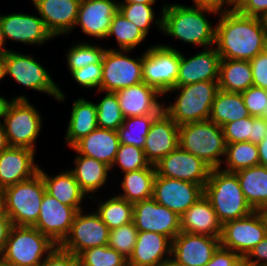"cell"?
I'll return each instance as SVG.
<instances>
[{
  "mask_svg": "<svg viewBox=\"0 0 267 266\" xmlns=\"http://www.w3.org/2000/svg\"><path fill=\"white\" fill-rule=\"evenodd\" d=\"M13 223L3 209L0 210V254L2 253L5 243L9 237Z\"/></svg>",
  "mask_w": 267,
  "mask_h": 266,
  "instance_id": "cell-55",
  "label": "cell"
},
{
  "mask_svg": "<svg viewBox=\"0 0 267 266\" xmlns=\"http://www.w3.org/2000/svg\"><path fill=\"white\" fill-rule=\"evenodd\" d=\"M3 120L9 146L36 150L35 142L41 130L42 118L28 100H13Z\"/></svg>",
  "mask_w": 267,
  "mask_h": 266,
  "instance_id": "cell-9",
  "label": "cell"
},
{
  "mask_svg": "<svg viewBox=\"0 0 267 266\" xmlns=\"http://www.w3.org/2000/svg\"><path fill=\"white\" fill-rule=\"evenodd\" d=\"M56 246L34 226L13 225L0 255L9 266H40Z\"/></svg>",
  "mask_w": 267,
  "mask_h": 266,
  "instance_id": "cell-7",
  "label": "cell"
},
{
  "mask_svg": "<svg viewBox=\"0 0 267 266\" xmlns=\"http://www.w3.org/2000/svg\"><path fill=\"white\" fill-rule=\"evenodd\" d=\"M138 230L133 222L109 231L108 246L125 258L132 255L137 240Z\"/></svg>",
  "mask_w": 267,
  "mask_h": 266,
  "instance_id": "cell-44",
  "label": "cell"
},
{
  "mask_svg": "<svg viewBox=\"0 0 267 266\" xmlns=\"http://www.w3.org/2000/svg\"><path fill=\"white\" fill-rule=\"evenodd\" d=\"M226 144L249 141L253 137V116L222 126Z\"/></svg>",
  "mask_w": 267,
  "mask_h": 266,
  "instance_id": "cell-46",
  "label": "cell"
},
{
  "mask_svg": "<svg viewBox=\"0 0 267 266\" xmlns=\"http://www.w3.org/2000/svg\"><path fill=\"white\" fill-rule=\"evenodd\" d=\"M204 196L222 224L244 218L255 211L247 202L235 172L212 169L204 186Z\"/></svg>",
  "mask_w": 267,
  "mask_h": 266,
  "instance_id": "cell-3",
  "label": "cell"
},
{
  "mask_svg": "<svg viewBox=\"0 0 267 266\" xmlns=\"http://www.w3.org/2000/svg\"><path fill=\"white\" fill-rule=\"evenodd\" d=\"M263 52L267 54V34H266L265 41H264V50H263Z\"/></svg>",
  "mask_w": 267,
  "mask_h": 266,
  "instance_id": "cell-65",
  "label": "cell"
},
{
  "mask_svg": "<svg viewBox=\"0 0 267 266\" xmlns=\"http://www.w3.org/2000/svg\"><path fill=\"white\" fill-rule=\"evenodd\" d=\"M156 0H124V2L120 1L118 3H141V4H154Z\"/></svg>",
  "mask_w": 267,
  "mask_h": 266,
  "instance_id": "cell-61",
  "label": "cell"
},
{
  "mask_svg": "<svg viewBox=\"0 0 267 266\" xmlns=\"http://www.w3.org/2000/svg\"><path fill=\"white\" fill-rule=\"evenodd\" d=\"M172 240L156 232L138 231L137 240L128 266H157L170 259Z\"/></svg>",
  "mask_w": 267,
  "mask_h": 266,
  "instance_id": "cell-26",
  "label": "cell"
},
{
  "mask_svg": "<svg viewBox=\"0 0 267 266\" xmlns=\"http://www.w3.org/2000/svg\"><path fill=\"white\" fill-rule=\"evenodd\" d=\"M267 235V223L261 211L222 224L220 246L244 258Z\"/></svg>",
  "mask_w": 267,
  "mask_h": 266,
  "instance_id": "cell-11",
  "label": "cell"
},
{
  "mask_svg": "<svg viewBox=\"0 0 267 266\" xmlns=\"http://www.w3.org/2000/svg\"><path fill=\"white\" fill-rule=\"evenodd\" d=\"M240 266H247V264L243 262Z\"/></svg>",
  "mask_w": 267,
  "mask_h": 266,
  "instance_id": "cell-69",
  "label": "cell"
},
{
  "mask_svg": "<svg viewBox=\"0 0 267 266\" xmlns=\"http://www.w3.org/2000/svg\"><path fill=\"white\" fill-rule=\"evenodd\" d=\"M13 100H27V98L22 95L15 98H12L11 101H8L5 97L0 96V118H5L8 108L13 102ZM0 125H2V121L0 122Z\"/></svg>",
  "mask_w": 267,
  "mask_h": 266,
  "instance_id": "cell-57",
  "label": "cell"
},
{
  "mask_svg": "<svg viewBox=\"0 0 267 266\" xmlns=\"http://www.w3.org/2000/svg\"><path fill=\"white\" fill-rule=\"evenodd\" d=\"M6 75L4 55L0 56V80Z\"/></svg>",
  "mask_w": 267,
  "mask_h": 266,
  "instance_id": "cell-62",
  "label": "cell"
},
{
  "mask_svg": "<svg viewBox=\"0 0 267 266\" xmlns=\"http://www.w3.org/2000/svg\"><path fill=\"white\" fill-rule=\"evenodd\" d=\"M219 16L215 45L221 59L250 61L263 52L267 34L263 19L241 14L235 8Z\"/></svg>",
  "mask_w": 267,
  "mask_h": 266,
  "instance_id": "cell-1",
  "label": "cell"
},
{
  "mask_svg": "<svg viewBox=\"0 0 267 266\" xmlns=\"http://www.w3.org/2000/svg\"><path fill=\"white\" fill-rule=\"evenodd\" d=\"M261 212H262V214L264 215L265 220H266V223H267V207L263 208V209L261 210Z\"/></svg>",
  "mask_w": 267,
  "mask_h": 266,
  "instance_id": "cell-64",
  "label": "cell"
},
{
  "mask_svg": "<svg viewBox=\"0 0 267 266\" xmlns=\"http://www.w3.org/2000/svg\"><path fill=\"white\" fill-rule=\"evenodd\" d=\"M156 175L154 165L131 172L124 173L121 183L123 193L118 196L135 203L153 197V182Z\"/></svg>",
  "mask_w": 267,
  "mask_h": 266,
  "instance_id": "cell-35",
  "label": "cell"
},
{
  "mask_svg": "<svg viewBox=\"0 0 267 266\" xmlns=\"http://www.w3.org/2000/svg\"><path fill=\"white\" fill-rule=\"evenodd\" d=\"M218 85L220 90L236 93H242L253 86L250 61L221 59Z\"/></svg>",
  "mask_w": 267,
  "mask_h": 266,
  "instance_id": "cell-32",
  "label": "cell"
},
{
  "mask_svg": "<svg viewBox=\"0 0 267 266\" xmlns=\"http://www.w3.org/2000/svg\"><path fill=\"white\" fill-rule=\"evenodd\" d=\"M98 127L96 105L79 98L73 102L71 116L66 131V143L70 148L80 139Z\"/></svg>",
  "mask_w": 267,
  "mask_h": 266,
  "instance_id": "cell-30",
  "label": "cell"
},
{
  "mask_svg": "<svg viewBox=\"0 0 267 266\" xmlns=\"http://www.w3.org/2000/svg\"><path fill=\"white\" fill-rule=\"evenodd\" d=\"M225 156L226 167L223 170L227 172L259 165L258 146L249 141L226 144Z\"/></svg>",
  "mask_w": 267,
  "mask_h": 266,
  "instance_id": "cell-37",
  "label": "cell"
},
{
  "mask_svg": "<svg viewBox=\"0 0 267 266\" xmlns=\"http://www.w3.org/2000/svg\"><path fill=\"white\" fill-rule=\"evenodd\" d=\"M235 4L239 1V0H232Z\"/></svg>",
  "mask_w": 267,
  "mask_h": 266,
  "instance_id": "cell-70",
  "label": "cell"
},
{
  "mask_svg": "<svg viewBox=\"0 0 267 266\" xmlns=\"http://www.w3.org/2000/svg\"><path fill=\"white\" fill-rule=\"evenodd\" d=\"M2 209V193L0 191V210Z\"/></svg>",
  "mask_w": 267,
  "mask_h": 266,
  "instance_id": "cell-68",
  "label": "cell"
},
{
  "mask_svg": "<svg viewBox=\"0 0 267 266\" xmlns=\"http://www.w3.org/2000/svg\"><path fill=\"white\" fill-rule=\"evenodd\" d=\"M180 93L163 111L178 125L209 120L212 104L219 90L218 82L202 81L176 86L168 91Z\"/></svg>",
  "mask_w": 267,
  "mask_h": 266,
  "instance_id": "cell-4",
  "label": "cell"
},
{
  "mask_svg": "<svg viewBox=\"0 0 267 266\" xmlns=\"http://www.w3.org/2000/svg\"><path fill=\"white\" fill-rule=\"evenodd\" d=\"M262 19H263L265 28H266V30H267V14H266Z\"/></svg>",
  "mask_w": 267,
  "mask_h": 266,
  "instance_id": "cell-67",
  "label": "cell"
},
{
  "mask_svg": "<svg viewBox=\"0 0 267 266\" xmlns=\"http://www.w3.org/2000/svg\"><path fill=\"white\" fill-rule=\"evenodd\" d=\"M158 115L133 116L124 118L122 126L117 130L120 144L144 148L150 126Z\"/></svg>",
  "mask_w": 267,
  "mask_h": 266,
  "instance_id": "cell-38",
  "label": "cell"
},
{
  "mask_svg": "<svg viewBox=\"0 0 267 266\" xmlns=\"http://www.w3.org/2000/svg\"><path fill=\"white\" fill-rule=\"evenodd\" d=\"M180 51L165 45H154L143 54L142 80L162 95L173 87L179 74Z\"/></svg>",
  "mask_w": 267,
  "mask_h": 266,
  "instance_id": "cell-8",
  "label": "cell"
},
{
  "mask_svg": "<svg viewBox=\"0 0 267 266\" xmlns=\"http://www.w3.org/2000/svg\"><path fill=\"white\" fill-rule=\"evenodd\" d=\"M154 166L159 176L183 180L203 187L212 170L202 159L186 152L180 146Z\"/></svg>",
  "mask_w": 267,
  "mask_h": 266,
  "instance_id": "cell-15",
  "label": "cell"
},
{
  "mask_svg": "<svg viewBox=\"0 0 267 266\" xmlns=\"http://www.w3.org/2000/svg\"><path fill=\"white\" fill-rule=\"evenodd\" d=\"M235 9L241 14L262 19L267 14V0H239Z\"/></svg>",
  "mask_w": 267,
  "mask_h": 266,
  "instance_id": "cell-52",
  "label": "cell"
},
{
  "mask_svg": "<svg viewBox=\"0 0 267 266\" xmlns=\"http://www.w3.org/2000/svg\"><path fill=\"white\" fill-rule=\"evenodd\" d=\"M9 147V143L4 132L3 126L0 125V154Z\"/></svg>",
  "mask_w": 267,
  "mask_h": 266,
  "instance_id": "cell-59",
  "label": "cell"
},
{
  "mask_svg": "<svg viewBox=\"0 0 267 266\" xmlns=\"http://www.w3.org/2000/svg\"><path fill=\"white\" fill-rule=\"evenodd\" d=\"M115 164H119V167H121V170L124 173L148 168L151 165L147 161L145 152L142 148L127 144H120L113 166L110 170H112Z\"/></svg>",
  "mask_w": 267,
  "mask_h": 266,
  "instance_id": "cell-45",
  "label": "cell"
},
{
  "mask_svg": "<svg viewBox=\"0 0 267 266\" xmlns=\"http://www.w3.org/2000/svg\"><path fill=\"white\" fill-rule=\"evenodd\" d=\"M257 146L259 150V165L267 167V137Z\"/></svg>",
  "mask_w": 267,
  "mask_h": 266,
  "instance_id": "cell-58",
  "label": "cell"
},
{
  "mask_svg": "<svg viewBox=\"0 0 267 266\" xmlns=\"http://www.w3.org/2000/svg\"><path fill=\"white\" fill-rule=\"evenodd\" d=\"M0 266H9L0 255Z\"/></svg>",
  "mask_w": 267,
  "mask_h": 266,
  "instance_id": "cell-66",
  "label": "cell"
},
{
  "mask_svg": "<svg viewBox=\"0 0 267 266\" xmlns=\"http://www.w3.org/2000/svg\"><path fill=\"white\" fill-rule=\"evenodd\" d=\"M74 162L75 168L70 172L85 194L97 192L106 183L110 167L105 163L84 155L76 156Z\"/></svg>",
  "mask_w": 267,
  "mask_h": 266,
  "instance_id": "cell-33",
  "label": "cell"
},
{
  "mask_svg": "<svg viewBox=\"0 0 267 266\" xmlns=\"http://www.w3.org/2000/svg\"><path fill=\"white\" fill-rule=\"evenodd\" d=\"M179 146L202 159L212 169L220 168L226 154L222 127L210 120L179 126Z\"/></svg>",
  "mask_w": 267,
  "mask_h": 266,
  "instance_id": "cell-5",
  "label": "cell"
},
{
  "mask_svg": "<svg viewBox=\"0 0 267 266\" xmlns=\"http://www.w3.org/2000/svg\"><path fill=\"white\" fill-rule=\"evenodd\" d=\"M112 35L116 36L119 50L125 53L131 51L146 38V35L134 23L124 18L119 12L112 18L106 37Z\"/></svg>",
  "mask_w": 267,
  "mask_h": 266,
  "instance_id": "cell-39",
  "label": "cell"
},
{
  "mask_svg": "<svg viewBox=\"0 0 267 266\" xmlns=\"http://www.w3.org/2000/svg\"><path fill=\"white\" fill-rule=\"evenodd\" d=\"M115 93L124 118L159 115L163 111L164 105L158 101L162 94L145 82L117 90Z\"/></svg>",
  "mask_w": 267,
  "mask_h": 266,
  "instance_id": "cell-24",
  "label": "cell"
},
{
  "mask_svg": "<svg viewBox=\"0 0 267 266\" xmlns=\"http://www.w3.org/2000/svg\"><path fill=\"white\" fill-rule=\"evenodd\" d=\"M6 75L30 89L65 101V96L45 68L32 56L9 50L4 55Z\"/></svg>",
  "mask_w": 267,
  "mask_h": 266,
  "instance_id": "cell-10",
  "label": "cell"
},
{
  "mask_svg": "<svg viewBox=\"0 0 267 266\" xmlns=\"http://www.w3.org/2000/svg\"><path fill=\"white\" fill-rule=\"evenodd\" d=\"M77 212L74 207L62 204L45 192L39 217L33 226L60 246L69 235Z\"/></svg>",
  "mask_w": 267,
  "mask_h": 266,
  "instance_id": "cell-16",
  "label": "cell"
},
{
  "mask_svg": "<svg viewBox=\"0 0 267 266\" xmlns=\"http://www.w3.org/2000/svg\"><path fill=\"white\" fill-rule=\"evenodd\" d=\"M35 151L9 146L0 154V191L32 178L39 166L34 163Z\"/></svg>",
  "mask_w": 267,
  "mask_h": 266,
  "instance_id": "cell-22",
  "label": "cell"
},
{
  "mask_svg": "<svg viewBox=\"0 0 267 266\" xmlns=\"http://www.w3.org/2000/svg\"><path fill=\"white\" fill-rule=\"evenodd\" d=\"M78 211L69 235L60 247L76 257L84 250L108 245L109 228L96 213L82 214Z\"/></svg>",
  "mask_w": 267,
  "mask_h": 266,
  "instance_id": "cell-13",
  "label": "cell"
},
{
  "mask_svg": "<svg viewBox=\"0 0 267 266\" xmlns=\"http://www.w3.org/2000/svg\"><path fill=\"white\" fill-rule=\"evenodd\" d=\"M195 6L210 8L218 11L219 13L229 11L235 8V3L232 0H193ZM224 4L232 5V8L224 9Z\"/></svg>",
  "mask_w": 267,
  "mask_h": 266,
  "instance_id": "cell-56",
  "label": "cell"
},
{
  "mask_svg": "<svg viewBox=\"0 0 267 266\" xmlns=\"http://www.w3.org/2000/svg\"><path fill=\"white\" fill-rule=\"evenodd\" d=\"M47 30L55 36L75 27L81 0H31Z\"/></svg>",
  "mask_w": 267,
  "mask_h": 266,
  "instance_id": "cell-21",
  "label": "cell"
},
{
  "mask_svg": "<svg viewBox=\"0 0 267 266\" xmlns=\"http://www.w3.org/2000/svg\"><path fill=\"white\" fill-rule=\"evenodd\" d=\"M180 52L179 74L176 86L219 80L220 55L216 48H205L190 58H185Z\"/></svg>",
  "mask_w": 267,
  "mask_h": 266,
  "instance_id": "cell-23",
  "label": "cell"
},
{
  "mask_svg": "<svg viewBox=\"0 0 267 266\" xmlns=\"http://www.w3.org/2000/svg\"><path fill=\"white\" fill-rule=\"evenodd\" d=\"M87 43L81 42L73 45L68 54H66L70 73L90 64H102V58L106 49Z\"/></svg>",
  "mask_w": 267,
  "mask_h": 266,
  "instance_id": "cell-42",
  "label": "cell"
},
{
  "mask_svg": "<svg viewBox=\"0 0 267 266\" xmlns=\"http://www.w3.org/2000/svg\"><path fill=\"white\" fill-rule=\"evenodd\" d=\"M203 196L204 187L199 184L155 175L152 198L179 216Z\"/></svg>",
  "mask_w": 267,
  "mask_h": 266,
  "instance_id": "cell-14",
  "label": "cell"
},
{
  "mask_svg": "<svg viewBox=\"0 0 267 266\" xmlns=\"http://www.w3.org/2000/svg\"><path fill=\"white\" fill-rule=\"evenodd\" d=\"M241 95L250 116L267 118V90L251 86Z\"/></svg>",
  "mask_w": 267,
  "mask_h": 266,
  "instance_id": "cell-47",
  "label": "cell"
},
{
  "mask_svg": "<svg viewBox=\"0 0 267 266\" xmlns=\"http://www.w3.org/2000/svg\"><path fill=\"white\" fill-rule=\"evenodd\" d=\"M4 44L5 40L0 26V56L5 55L9 51L8 49H5V47H3Z\"/></svg>",
  "mask_w": 267,
  "mask_h": 266,
  "instance_id": "cell-60",
  "label": "cell"
},
{
  "mask_svg": "<svg viewBox=\"0 0 267 266\" xmlns=\"http://www.w3.org/2000/svg\"><path fill=\"white\" fill-rule=\"evenodd\" d=\"M179 147V126L162 111L152 122L143 148L147 161L156 165Z\"/></svg>",
  "mask_w": 267,
  "mask_h": 266,
  "instance_id": "cell-19",
  "label": "cell"
},
{
  "mask_svg": "<svg viewBox=\"0 0 267 266\" xmlns=\"http://www.w3.org/2000/svg\"><path fill=\"white\" fill-rule=\"evenodd\" d=\"M45 186L38 172L32 178L6 187L2 193V209L13 225L33 226L39 217Z\"/></svg>",
  "mask_w": 267,
  "mask_h": 266,
  "instance_id": "cell-6",
  "label": "cell"
},
{
  "mask_svg": "<svg viewBox=\"0 0 267 266\" xmlns=\"http://www.w3.org/2000/svg\"><path fill=\"white\" fill-rule=\"evenodd\" d=\"M142 63L143 55L135 60L123 50L106 49L102 58L101 91L116 92L143 82Z\"/></svg>",
  "mask_w": 267,
  "mask_h": 266,
  "instance_id": "cell-12",
  "label": "cell"
},
{
  "mask_svg": "<svg viewBox=\"0 0 267 266\" xmlns=\"http://www.w3.org/2000/svg\"><path fill=\"white\" fill-rule=\"evenodd\" d=\"M119 146L120 141L116 130L97 127L89 135L77 141L71 148L79 155L94 158L111 168Z\"/></svg>",
  "mask_w": 267,
  "mask_h": 266,
  "instance_id": "cell-27",
  "label": "cell"
},
{
  "mask_svg": "<svg viewBox=\"0 0 267 266\" xmlns=\"http://www.w3.org/2000/svg\"><path fill=\"white\" fill-rule=\"evenodd\" d=\"M220 246V238L178 233L172 240L171 258L179 266H205Z\"/></svg>",
  "mask_w": 267,
  "mask_h": 266,
  "instance_id": "cell-18",
  "label": "cell"
},
{
  "mask_svg": "<svg viewBox=\"0 0 267 266\" xmlns=\"http://www.w3.org/2000/svg\"><path fill=\"white\" fill-rule=\"evenodd\" d=\"M0 26L5 42L8 38L25 44L40 45L53 38L43 20L30 14L0 15Z\"/></svg>",
  "mask_w": 267,
  "mask_h": 266,
  "instance_id": "cell-20",
  "label": "cell"
},
{
  "mask_svg": "<svg viewBox=\"0 0 267 266\" xmlns=\"http://www.w3.org/2000/svg\"><path fill=\"white\" fill-rule=\"evenodd\" d=\"M77 258L79 266H128V259L108 245L86 249Z\"/></svg>",
  "mask_w": 267,
  "mask_h": 266,
  "instance_id": "cell-40",
  "label": "cell"
},
{
  "mask_svg": "<svg viewBox=\"0 0 267 266\" xmlns=\"http://www.w3.org/2000/svg\"><path fill=\"white\" fill-rule=\"evenodd\" d=\"M253 257L256 259H252ZM243 262L249 265L267 266V235L249 251L243 258Z\"/></svg>",
  "mask_w": 267,
  "mask_h": 266,
  "instance_id": "cell-53",
  "label": "cell"
},
{
  "mask_svg": "<svg viewBox=\"0 0 267 266\" xmlns=\"http://www.w3.org/2000/svg\"><path fill=\"white\" fill-rule=\"evenodd\" d=\"M133 223L138 231L160 233L171 240L181 232L180 216L153 198L133 203Z\"/></svg>",
  "mask_w": 267,
  "mask_h": 266,
  "instance_id": "cell-17",
  "label": "cell"
},
{
  "mask_svg": "<svg viewBox=\"0 0 267 266\" xmlns=\"http://www.w3.org/2000/svg\"><path fill=\"white\" fill-rule=\"evenodd\" d=\"M38 172L41 174L45 191L56 200L77 211H81V202L85 198V193L80 189L75 177L70 171L61 172L58 175L49 176L41 167Z\"/></svg>",
  "mask_w": 267,
  "mask_h": 266,
  "instance_id": "cell-29",
  "label": "cell"
},
{
  "mask_svg": "<svg viewBox=\"0 0 267 266\" xmlns=\"http://www.w3.org/2000/svg\"><path fill=\"white\" fill-rule=\"evenodd\" d=\"M97 209L95 212L109 230L133 222V203L119 196H114L103 203L100 202Z\"/></svg>",
  "mask_w": 267,
  "mask_h": 266,
  "instance_id": "cell-36",
  "label": "cell"
},
{
  "mask_svg": "<svg viewBox=\"0 0 267 266\" xmlns=\"http://www.w3.org/2000/svg\"><path fill=\"white\" fill-rule=\"evenodd\" d=\"M243 258L230 249L219 246L205 266H240Z\"/></svg>",
  "mask_w": 267,
  "mask_h": 266,
  "instance_id": "cell-51",
  "label": "cell"
},
{
  "mask_svg": "<svg viewBox=\"0 0 267 266\" xmlns=\"http://www.w3.org/2000/svg\"><path fill=\"white\" fill-rule=\"evenodd\" d=\"M40 266H79L78 258L60 246L47 255Z\"/></svg>",
  "mask_w": 267,
  "mask_h": 266,
  "instance_id": "cell-50",
  "label": "cell"
},
{
  "mask_svg": "<svg viewBox=\"0 0 267 266\" xmlns=\"http://www.w3.org/2000/svg\"><path fill=\"white\" fill-rule=\"evenodd\" d=\"M253 86L267 90V54L261 52L250 60Z\"/></svg>",
  "mask_w": 267,
  "mask_h": 266,
  "instance_id": "cell-49",
  "label": "cell"
},
{
  "mask_svg": "<svg viewBox=\"0 0 267 266\" xmlns=\"http://www.w3.org/2000/svg\"><path fill=\"white\" fill-rule=\"evenodd\" d=\"M247 202L255 211L267 207V167L252 166L235 172Z\"/></svg>",
  "mask_w": 267,
  "mask_h": 266,
  "instance_id": "cell-31",
  "label": "cell"
},
{
  "mask_svg": "<svg viewBox=\"0 0 267 266\" xmlns=\"http://www.w3.org/2000/svg\"><path fill=\"white\" fill-rule=\"evenodd\" d=\"M102 74V64H90L71 72V75L76 83L84 86L85 88L97 87L98 91H101Z\"/></svg>",
  "mask_w": 267,
  "mask_h": 266,
  "instance_id": "cell-48",
  "label": "cell"
},
{
  "mask_svg": "<svg viewBox=\"0 0 267 266\" xmlns=\"http://www.w3.org/2000/svg\"><path fill=\"white\" fill-rule=\"evenodd\" d=\"M249 116L241 93L218 90L212 104L210 121L222 127Z\"/></svg>",
  "mask_w": 267,
  "mask_h": 266,
  "instance_id": "cell-34",
  "label": "cell"
},
{
  "mask_svg": "<svg viewBox=\"0 0 267 266\" xmlns=\"http://www.w3.org/2000/svg\"><path fill=\"white\" fill-rule=\"evenodd\" d=\"M181 232L220 238L222 223L210 201L201 197L180 216Z\"/></svg>",
  "mask_w": 267,
  "mask_h": 266,
  "instance_id": "cell-28",
  "label": "cell"
},
{
  "mask_svg": "<svg viewBox=\"0 0 267 266\" xmlns=\"http://www.w3.org/2000/svg\"><path fill=\"white\" fill-rule=\"evenodd\" d=\"M117 12L115 0H81L75 27L80 25L86 35L105 38Z\"/></svg>",
  "mask_w": 267,
  "mask_h": 266,
  "instance_id": "cell-25",
  "label": "cell"
},
{
  "mask_svg": "<svg viewBox=\"0 0 267 266\" xmlns=\"http://www.w3.org/2000/svg\"><path fill=\"white\" fill-rule=\"evenodd\" d=\"M157 266H179L172 258L161 262L159 265Z\"/></svg>",
  "mask_w": 267,
  "mask_h": 266,
  "instance_id": "cell-63",
  "label": "cell"
},
{
  "mask_svg": "<svg viewBox=\"0 0 267 266\" xmlns=\"http://www.w3.org/2000/svg\"><path fill=\"white\" fill-rule=\"evenodd\" d=\"M95 105L98 127L117 131L122 126L124 116L115 92H106L103 99Z\"/></svg>",
  "mask_w": 267,
  "mask_h": 266,
  "instance_id": "cell-41",
  "label": "cell"
},
{
  "mask_svg": "<svg viewBox=\"0 0 267 266\" xmlns=\"http://www.w3.org/2000/svg\"><path fill=\"white\" fill-rule=\"evenodd\" d=\"M153 4L141 3H118V12L126 19L131 21L146 36L151 23L154 22L155 13L152 9Z\"/></svg>",
  "mask_w": 267,
  "mask_h": 266,
  "instance_id": "cell-43",
  "label": "cell"
},
{
  "mask_svg": "<svg viewBox=\"0 0 267 266\" xmlns=\"http://www.w3.org/2000/svg\"><path fill=\"white\" fill-rule=\"evenodd\" d=\"M162 7L161 18L155 21L159 30L187 44L205 48L215 44L216 28L211 26L204 13L216 15L218 11L195 5L165 4Z\"/></svg>",
  "mask_w": 267,
  "mask_h": 266,
  "instance_id": "cell-2",
  "label": "cell"
},
{
  "mask_svg": "<svg viewBox=\"0 0 267 266\" xmlns=\"http://www.w3.org/2000/svg\"><path fill=\"white\" fill-rule=\"evenodd\" d=\"M267 137V118L253 117V137L249 142L258 145Z\"/></svg>",
  "mask_w": 267,
  "mask_h": 266,
  "instance_id": "cell-54",
  "label": "cell"
}]
</instances>
